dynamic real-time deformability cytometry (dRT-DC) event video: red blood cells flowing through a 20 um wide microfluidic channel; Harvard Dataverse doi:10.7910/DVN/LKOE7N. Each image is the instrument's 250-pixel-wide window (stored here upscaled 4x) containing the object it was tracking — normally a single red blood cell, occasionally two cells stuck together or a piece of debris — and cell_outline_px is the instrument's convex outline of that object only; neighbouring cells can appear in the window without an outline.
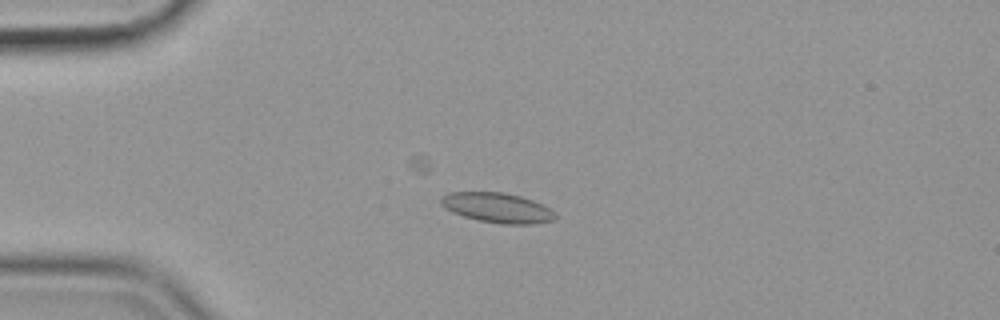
{"species": "common noctule bat (a hibernating species)", "species_latin": "Nyctalus noctula", "temperature_condition": "cold", "stored_images_in_passage": 44, "camera_frame_rate_fps": 3000, "um_per_image_px": 0.085, "animal": {"sex": "female", "body_mass_g": 19.9}, "frame": {"image": 1, "passage_image": 14, "time_ms": 4.333, "image_size_px": [1000, 320], "cell_outline_px": [[556, 220], [532, 224], [500, 224], [476, 220], [452, 212], [444, 208], [440, 204], [440, 196], [448, 192], [504, 192], [520, 196], [532, 200], [556, 212]], "centroid_in_image_um": [42.24, 17.66], "position_along_channel_um": 42.8, "area_um2": 20.11}}
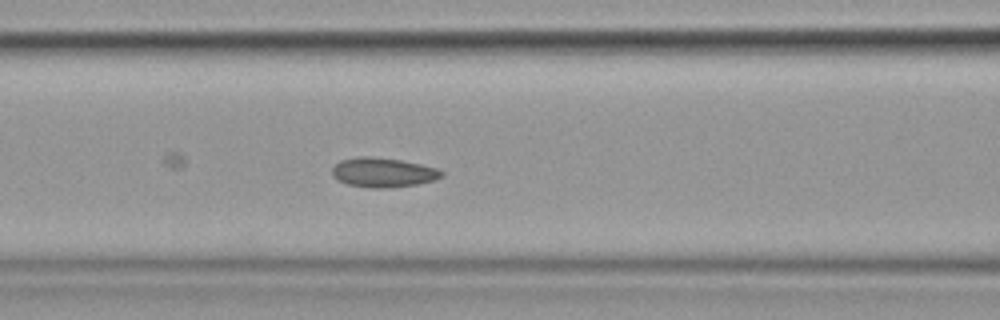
{"frame": {"image": 2, "passage_image": 24, "time_ms": 7.667, "image_size_px": [1000, 320], "cell_outline_px": [[444, 176], [432, 180], [416, 184], [384, 188], [372, 188], [348, 184], [336, 180], [332, 176], [332, 168], [340, 160], [356, 156], [368, 156], [400, 160], [420, 164], [436, 168], [444, 172]], "centroid_in_image_um": [32.52, 14.65], "position_along_channel_um": 134.1, "area_um2": 18.73}}
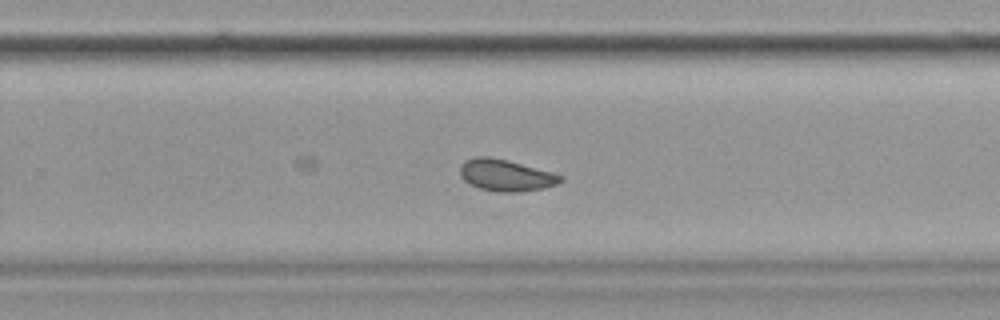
{"frame": {"image": 3, "passage_image": 37, "time_ms": 12.0, "image_size_px": [1000, 320], "cell_outline_px": [[564, 180], [556, 184], [544, 188], [516, 192], [500, 192], [480, 188], [464, 180], [460, 176], [460, 164], [464, 160], [476, 156], [488, 156], [508, 160], [552, 172], [564, 176]], "centroid_in_image_um": [42.99, 14.88], "position_along_channel_um": 286.8, "area_um2": 18.55}, "authors_computed_cell_mechanics": {"area_um2": 18.7561, "velocity_mm_per_s": 3.5384, "shape_relaxation_time_tau1_ms": 9.0869, "shape_relaxation_time_tau2_ms": 1.6244, "deformation_change_tau1": 0.1132, "deformation_change_tau2": 0.0672}}